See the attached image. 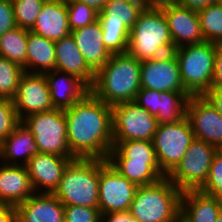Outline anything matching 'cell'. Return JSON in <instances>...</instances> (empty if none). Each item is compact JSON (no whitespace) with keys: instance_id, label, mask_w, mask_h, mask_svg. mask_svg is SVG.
<instances>
[{"instance_id":"4fadbf2b","label":"cell","mask_w":222,"mask_h":222,"mask_svg":"<svg viewBox=\"0 0 222 222\" xmlns=\"http://www.w3.org/2000/svg\"><path fill=\"white\" fill-rule=\"evenodd\" d=\"M140 84L141 88L151 90L187 92L181 80L174 52L152 60L142 61Z\"/></svg>"},{"instance_id":"4dcf8cb0","label":"cell","mask_w":222,"mask_h":222,"mask_svg":"<svg viewBox=\"0 0 222 222\" xmlns=\"http://www.w3.org/2000/svg\"><path fill=\"white\" fill-rule=\"evenodd\" d=\"M198 16L204 40L222 43V4L209 5Z\"/></svg>"},{"instance_id":"f35d334b","label":"cell","mask_w":222,"mask_h":222,"mask_svg":"<svg viewBox=\"0 0 222 222\" xmlns=\"http://www.w3.org/2000/svg\"><path fill=\"white\" fill-rule=\"evenodd\" d=\"M15 27L12 0H0V36Z\"/></svg>"},{"instance_id":"7bdbcfd3","label":"cell","mask_w":222,"mask_h":222,"mask_svg":"<svg viewBox=\"0 0 222 222\" xmlns=\"http://www.w3.org/2000/svg\"><path fill=\"white\" fill-rule=\"evenodd\" d=\"M202 96L222 115V90L209 89Z\"/></svg>"},{"instance_id":"7a4b0ae2","label":"cell","mask_w":222,"mask_h":222,"mask_svg":"<svg viewBox=\"0 0 222 222\" xmlns=\"http://www.w3.org/2000/svg\"><path fill=\"white\" fill-rule=\"evenodd\" d=\"M141 62L128 52L112 54L95 74L90 91L107 105L134 101L140 84Z\"/></svg>"},{"instance_id":"ab89813d","label":"cell","mask_w":222,"mask_h":222,"mask_svg":"<svg viewBox=\"0 0 222 222\" xmlns=\"http://www.w3.org/2000/svg\"><path fill=\"white\" fill-rule=\"evenodd\" d=\"M210 89L222 90V43L217 44L213 81Z\"/></svg>"},{"instance_id":"8d00e7d4","label":"cell","mask_w":222,"mask_h":222,"mask_svg":"<svg viewBox=\"0 0 222 222\" xmlns=\"http://www.w3.org/2000/svg\"><path fill=\"white\" fill-rule=\"evenodd\" d=\"M99 208L64 206V222H101Z\"/></svg>"},{"instance_id":"836d02e7","label":"cell","mask_w":222,"mask_h":222,"mask_svg":"<svg viewBox=\"0 0 222 222\" xmlns=\"http://www.w3.org/2000/svg\"><path fill=\"white\" fill-rule=\"evenodd\" d=\"M69 27L71 31L83 28L98 20V12L76 0H66Z\"/></svg>"},{"instance_id":"3957f363","label":"cell","mask_w":222,"mask_h":222,"mask_svg":"<svg viewBox=\"0 0 222 222\" xmlns=\"http://www.w3.org/2000/svg\"><path fill=\"white\" fill-rule=\"evenodd\" d=\"M182 192L165 176L138 186L128 211L138 222H180Z\"/></svg>"},{"instance_id":"cb8c5ba5","label":"cell","mask_w":222,"mask_h":222,"mask_svg":"<svg viewBox=\"0 0 222 222\" xmlns=\"http://www.w3.org/2000/svg\"><path fill=\"white\" fill-rule=\"evenodd\" d=\"M222 200L200 190H184L181 196L180 222H216Z\"/></svg>"},{"instance_id":"7402d4cb","label":"cell","mask_w":222,"mask_h":222,"mask_svg":"<svg viewBox=\"0 0 222 222\" xmlns=\"http://www.w3.org/2000/svg\"><path fill=\"white\" fill-rule=\"evenodd\" d=\"M83 55L88 67L96 74L110 59L111 53L105 47L99 20L70 33Z\"/></svg>"},{"instance_id":"7c38bea8","label":"cell","mask_w":222,"mask_h":222,"mask_svg":"<svg viewBox=\"0 0 222 222\" xmlns=\"http://www.w3.org/2000/svg\"><path fill=\"white\" fill-rule=\"evenodd\" d=\"M138 186L99 159V209L102 214L128 211Z\"/></svg>"},{"instance_id":"e0dca14e","label":"cell","mask_w":222,"mask_h":222,"mask_svg":"<svg viewBox=\"0 0 222 222\" xmlns=\"http://www.w3.org/2000/svg\"><path fill=\"white\" fill-rule=\"evenodd\" d=\"M169 25L174 48L204 42L197 12L179 4L162 9Z\"/></svg>"},{"instance_id":"7dc6e473","label":"cell","mask_w":222,"mask_h":222,"mask_svg":"<svg viewBox=\"0 0 222 222\" xmlns=\"http://www.w3.org/2000/svg\"><path fill=\"white\" fill-rule=\"evenodd\" d=\"M216 222H222V211H221V213L219 214V216L217 217Z\"/></svg>"},{"instance_id":"6da1fadb","label":"cell","mask_w":222,"mask_h":222,"mask_svg":"<svg viewBox=\"0 0 222 222\" xmlns=\"http://www.w3.org/2000/svg\"><path fill=\"white\" fill-rule=\"evenodd\" d=\"M67 140L74 158L107 159L113 147L112 106L91 91L64 110Z\"/></svg>"},{"instance_id":"484cf974","label":"cell","mask_w":222,"mask_h":222,"mask_svg":"<svg viewBox=\"0 0 222 222\" xmlns=\"http://www.w3.org/2000/svg\"><path fill=\"white\" fill-rule=\"evenodd\" d=\"M54 69L55 41L28 30L27 72L44 74Z\"/></svg>"},{"instance_id":"ffe728a7","label":"cell","mask_w":222,"mask_h":222,"mask_svg":"<svg viewBox=\"0 0 222 222\" xmlns=\"http://www.w3.org/2000/svg\"><path fill=\"white\" fill-rule=\"evenodd\" d=\"M30 31L52 41L70 35L66 0H45Z\"/></svg>"},{"instance_id":"f546056e","label":"cell","mask_w":222,"mask_h":222,"mask_svg":"<svg viewBox=\"0 0 222 222\" xmlns=\"http://www.w3.org/2000/svg\"><path fill=\"white\" fill-rule=\"evenodd\" d=\"M188 92L160 91V110L155 118L158 124L177 123L186 117Z\"/></svg>"},{"instance_id":"d6986e66","label":"cell","mask_w":222,"mask_h":222,"mask_svg":"<svg viewBox=\"0 0 222 222\" xmlns=\"http://www.w3.org/2000/svg\"><path fill=\"white\" fill-rule=\"evenodd\" d=\"M26 166L4 164L0 166V204L18 206L33 195Z\"/></svg>"},{"instance_id":"bcb514c9","label":"cell","mask_w":222,"mask_h":222,"mask_svg":"<svg viewBox=\"0 0 222 222\" xmlns=\"http://www.w3.org/2000/svg\"><path fill=\"white\" fill-rule=\"evenodd\" d=\"M76 1L83 2L84 4L94 8L97 12H101L108 0H76Z\"/></svg>"},{"instance_id":"5bb4252c","label":"cell","mask_w":222,"mask_h":222,"mask_svg":"<svg viewBox=\"0 0 222 222\" xmlns=\"http://www.w3.org/2000/svg\"><path fill=\"white\" fill-rule=\"evenodd\" d=\"M186 117L196 139L222 149V115L203 96H190Z\"/></svg>"},{"instance_id":"83f0119b","label":"cell","mask_w":222,"mask_h":222,"mask_svg":"<svg viewBox=\"0 0 222 222\" xmlns=\"http://www.w3.org/2000/svg\"><path fill=\"white\" fill-rule=\"evenodd\" d=\"M109 164L127 180L137 186L153 184L166 175L160 170L158 163L138 161H108Z\"/></svg>"},{"instance_id":"44dd1931","label":"cell","mask_w":222,"mask_h":222,"mask_svg":"<svg viewBox=\"0 0 222 222\" xmlns=\"http://www.w3.org/2000/svg\"><path fill=\"white\" fill-rule=\"evenodd\" d=\"M15 208L19 222H64V205L54 194L34 193Z\"/></svg>"},{"instance_id":"8fae6325","label":"cell","mask_w":222,"mask_h":222,"mask_svg":"<svg viewBox=\"0 0 222 222\" xmlns=\"http://www.w3.org/2000/svg\"><path fill=\"white\" fill-rule=\"evenodd\" d=\"M113 141H152L157 119L135 101L112 106Z\"/></svg>"},{"instance_id":"ee69618b","label":"cell","mask_w":222,"mask_h":222,"mask_svg":"<svg viewBox=\"0 0 222 222\" xmlns=\"http://www.w3.org/2000/svg\"><path fill=\"white\" fill-rule=\"evenodd\" d=\"M180 0H142L146 9L162 10L164 8L179 4Z\"/></svg>"},{"instance_id":"60d3db41","label":"cell","mask_w":222,"mask_h":222,"mask_svg":"<svg viewBox=\"0 0 222 222\" xmlns=\"http://www.w3.org/2000/svg\"><path fill=\"white\" fill-rule=\"evenodd\" d=\"M101 222H138L129 211L102 214Z\"/></svg>"},{"instance_id":"74e56055","label":"cell","mask_w":222,"mask_h":222,"mask_svg":"<svg viewBox=\"0 0 222 222\" xmlns=\"http://www.w3.org/2000/svg\"><path fill=\"white\" fill-rule=\"evenodd\" d=\"M134 101L155 117L160 110V91L141 88Z\"/></svg>"},{"instance_id":"ba28073f","label":"cell","mask_w":222,"mask_h":222,"mask_svg":"<svg viewBox=\"0 0 222 222\" xmlns=\"http://www.w3.org/2000/svg\"><path fill=\"white\" fill-rule=\"evenodd\" d=\"M22 123L32 132L39 152L73 157L67 140V122L63 109L28 115Z\"/></svg>"},{"instance_id":"ac0fdd59","label":"cell","mask_w":222,"mask_h":222,"mask_svg":"<svg viewBox=\"0 0 222 222\" xmlns=\"http://www.w3.org/2000/svg\"><path fill=\"white\" fill-rule=\"evenodd\" d=\"M44 76L48 83L52 106L56 109L70 108L90 92V88L82 80L66 72L54 69L44 73Z\"/></svg>"},{"instance_id":"d6a6232c","label":"cell","mask_w":222,"mask_h":222,"mask_svg":"<svg viewBox=\"0 0 222 222\" xmlns=\"http://www.w3.org/2000/svg\"><path fill=\"white\" fill-rule=\"evenodd\" d=\"M45 0H12L17 27L31 30Z\"/></svg>"},{"instance_id":"9a60e30c","label":"cell","mask_w":222,"mask_h":222,"mask_svg":"<svg viewBox=\"0 0 222 222\" xmlns=\"http://www.w3.org/2000/svg\"><path fill=\"white\" fill-rule=\"evenodd\" d=\"M13 103L21 121L28 115L54 109L44 74L25 72L21 77Z\"/></svg>"},{"instance_id":"277c9868","label":"cell","mask_w":222,"mask_h":222,"mask_svg":"<svg viewBox=\"0 0 222 222\" xmlns=\"http://www.w3.org/2000/svg\"><path fill=\"white\" fill-rule=\"evenodd\" d=\"M174 49L163 10L145 8L129 31L127 52L142 62L172 53Z\"/></svg>"},{"instance_id":"b9f144b4","label":"cell","mask_w":222,"mask_h":222,"mask_svg":"<svg viewBox=\"0 0 222 222\" xmlns=\"http://www.w3.org/2000/svg\"><path fill=\"white\" fill-rule=\"evenodd\" d=\"M219 2L220 0H180L179 5L198 13L205 7L217 4Z\"/></svg>"},{"instance_id":"9c48e42d","label":"cell","mask_w":222,"mask_h":222,"mask_svg":"<svg viewBox=\"0 0 222 222\" xmlns=\"http://www.w3.org/2000/svg\"><path fill=\"white\" fill-rule=\"evenodd\" d=\"M218 150L195 138L180 162L166 177L182 191L198 190L206 182L211 162Z\"/></svg>"},{"instance_id":"8992f818","label":"cell","mask_w":222,"mask_h":222,"mask_svg":"<svg viewBox=\"0 0 222 222\" xmlns=\"http://www.w3.org/2000/svg\"><path fill=\"white\" fill-rule=\"evenodd\" d=\"M217 43L204 41L174 49L184 89L202 96L211 88Z\"/></svg>"},{"instance_id":"e575fe53","label":"cell","mask_w":222,"mask_h":222,"mask_svg":"<svg viewBox=\"0 0 222 222\" xmlns=\"http://www.w3.org/2000/svg\"><path fill=\"white\" fill-rule=\"evenodd\" d=\"M198 190L222 200V149L214 155L207 180Z\"/></svg>"},{"instance_id":"603a6c76","label":"cell","mask_w":222,"mask_h":222,"mask_svg":"<svg viewBox=\"0 0 222 222\" xmlns=\"http://www.w3.org/2000/svg\"><path fill=\"white\" fill-rule=\"evenodd\" d=\"M55 69L78 77L89 88L93 86L95 73L88 67L71 34L55 41Z\"/></svg>"},{"instance_id":"4316f807","label":"cell","mask_w":222,"mask_h":222,"mask_svg":"<svg viewBox=\"0 0 222 222\" xmlns=\"http://www.w3.org/2000/svg\"><path fill=\"white\" fill-rule=\"evenodd\" d=\"M107 161H138L158 163L152 141H113Z\"/></svg>"},{"instance_id":"f6af8a7d","label":"cell","mask_w":222,"mask_h":222,"mask_svg":"<svg viewBox=\"0 0 222 222\" xmlns=\"http://www.w3.org/2000/svg\"><path fill=\"white\" fill-rule=\"evenodd\" d=\"M17 212L14 206L0 204V222H15Z\"/></svg>"},{"instance_id":"52a82bcc","label":"cell","mask_w":222,"mask_h":222,"mask_svg":"<svg viewBox=\"0 0 222 222\" xmlns=\"http://www.w3.org/2000/svg\"><path fill=\"white\" fill-rule=\"evenodd\" d=\"M144 9L142 1L108 0L98 12L103 43L111 54L127 52L129 31Z\"/></svg>"},{"instance_id":"d590c367","label":"cell","mask_w":222,"mask_h":222,"mask_svg":"<svg viewBox=\"0 0 222 222\" xmlns=\"http://www.w3.org/2000/svg\"><path fill=\"white\" fill-rule=\"evenodd\" d=\"M21 122L15 110L13 100L0 99V143L6 139Z\"/></svg>"},{"instance_id":"5b68a950","label":"cell","mask_w":222,"mask_h":222,"mask_svg":"<svg viewBox=\"0 0 222 222\" xmlns=\"http://www.w3.org/2000/svg\"><path fill=\"white\" fill-rule=\"evenodd\" d=\"M53 194L64 206L99 208V159L71 160Z\"/></svg>"},{"instance_id":"1f68e13d","label":"cell","mask_w":222,"mask_h":222,"mask_svg":"<svg viewBox=\"0 0 222 222\" xmlns=\"http://www.w3.org/2000/svg\"><path fill=\"white\" fill-rule=\"evenodd\" d=\"M24 73L23 67L0 57V99H14Z\"/></svg>"},{"instance_id":"f1b7e54d","label":"cell","mask_w":222,"mask_h":222,"mask_svg":"<svg viewBox=\"0 0 222 222\" xmlns=\"http://www.w3.org/2000/svg\"><path fill=\"white\" fill-rule=\"evenodd\" d=\"M27 38L28 30L15 27L0 36V57L23 67L27 72Z\"/></svg>"},{"instance_id":"d4e9b609","label":"cell","mask_w":222,"mask_h":222,"mask_svg":"<svg viewBox=\"0 0 222 222\" xmlns=\"http://www.w3.org/2000/svg\"><path fill=\"white\" fill-rule=\"evenodd\" d=\"M38 153L32 132L22 122L0 143V159L5 164L26 166ZM19 157H23L22 163L17 162Z\"/></svg>"},{"instance_id":"2e32d148","label":"cell","mask_w":222,"mask_h":222,"mask_svg":"<svg viewBox=\"0 0 222 222\" xmlns=\"http://www.w3.org/2000/svg\"><path fill=\"white\" fill-rule=\"evenodd\" d=\"M73 159L75 158L41 152L34 155L26 165L34 192L53 194L64 169ZM39 188L43 189L39 190Z\"/></svg>"},{"instance_id":"30bf717a","label":"cell","mask_w":222,"mask_h":222,"mask_svg":"<svg viewBox=\"0 0 222 222\" xmlns=\"http://www.w3.org/2000/svg\"><path fill=\"white\" fill-rule=\"evenodd\" d=\"M195 139L187 117L177 123L158 124L152 143L160 170L167 176Z\"/></svg>"}]
</instances>
